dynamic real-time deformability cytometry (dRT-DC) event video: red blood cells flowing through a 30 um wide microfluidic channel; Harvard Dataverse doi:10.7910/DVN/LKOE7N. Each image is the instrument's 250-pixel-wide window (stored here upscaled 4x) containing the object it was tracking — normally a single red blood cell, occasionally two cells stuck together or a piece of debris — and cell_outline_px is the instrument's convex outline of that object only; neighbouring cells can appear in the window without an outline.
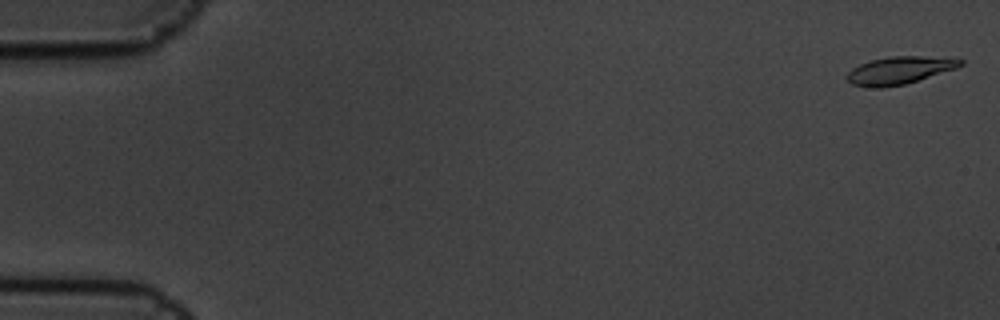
{"species": "common noctule bat (a hibernating species)", "species_latin": "Nyctalus noctula", "temperature_condition": "cold", "stored_images_in_passage": 6, "camera_frame_rate_fps": 3000, "um_per_image_px": 0.085, "animal": {"sex": "male", "body_mass_g": 19.5, "forearm_length_mm": 54.6}, "frame": {"image": 1, "passage_image": 1, "time_ms": 0.0, "image_size_px": [1000, 320], "cell_outline_px": [[964, 64], [956, 68], [904, 84], [880, 88], [864, 88], [852, 84], [844, 76], [852, 68], [868, 60], [888, 56], [920, 56], [964, 60]], "centroid_in_image_um": [76.36, 5.99], "position_along_channel_um": 8.6, "area_um2": 18.21}}